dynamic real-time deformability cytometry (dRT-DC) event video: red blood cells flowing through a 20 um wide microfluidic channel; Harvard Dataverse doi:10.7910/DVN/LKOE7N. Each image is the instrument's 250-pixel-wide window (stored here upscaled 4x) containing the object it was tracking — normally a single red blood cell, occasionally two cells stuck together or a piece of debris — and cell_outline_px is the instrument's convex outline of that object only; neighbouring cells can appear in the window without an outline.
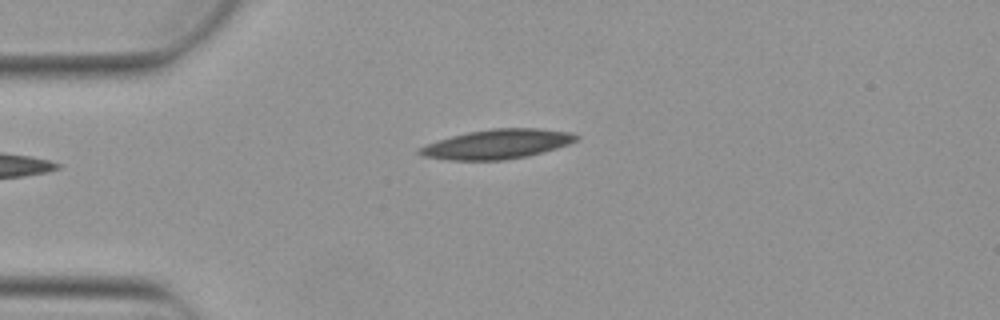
{"species": "Egyptian fruit bat (a non-hibernating species)", "species_latin": "Rousettus aegyptiacus", "temperature_condition": "warm", "stored_images_in_passage": 3, "camera_frame_rate_fps": 3000, "um_per_image_px": 0.085, "animal": {"sex": "female"}, "frame": {"image": 1, "passage_image": 3, "time_ms": 0.667, "image_size_px": [1000, 320], "cell_outline_px": [[580, 140], [556, 148], [528, 156], [504, 160], [448, 160], [424, 156], [416, 152], [416, 148], [436, 140], [468, 132], [492, 128], [536, 128], [572, 132], [580, 136]], "centroid_in_image_um": [42.26, 12.25], "position_along_channel_um": 42.7, "area_um2": 27.11}}